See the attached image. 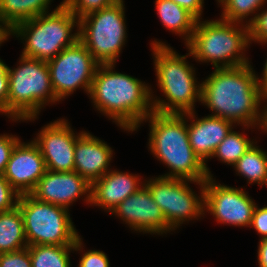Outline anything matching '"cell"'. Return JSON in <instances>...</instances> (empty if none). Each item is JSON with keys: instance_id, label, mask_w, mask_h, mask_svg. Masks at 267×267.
<instances>
[{"instance_id": "obj_12", "label": "cell", "mask_w": 267, "mask_h": 267, "mask_svg": "<svg viewBox=\"0 0 267 267\" xmlns=\"http://www.w3.org/2000/svg\"><path fill=\"white\" fill-rule=\"evenodd\" d=\"M204 189V211L210 212L218 223L250 227L256 204L247 192L216 183L212 177L204 181Z\"/></svg>"}, {"instance_id": "obj_36", "label": "cell", "mask_w": 267, "mask_h": 267, "mask_svg": "<svg viewBox=\"0 0 267 267\" xmlns=\"http://www.w3.org/2000/svg\"><path fill=\"white\" fill-rule=\"evenodd\" d=\"M258 246V264L259 267H267V238L260 239Z\"/></svg>"}, {"instance_id": "obj_19", "label": "cell", "mask_w": 267, "mask_h": 267, "mask_svg": "<svg viewBox=\"0 0 267 267\" xmlns=\"http://www.w3.org/2000/svg\"><path fill=\"white\" fill-rule=\"evenodd\" d=\"M109 170L91 185V205L100 206L111 212L128 196L134 194L144 183L140 181L141 178L138 175Z\"/></svg>"}, {"instance_id": "obj_30", "label": "cell", "mask_w": 267, "mask_h": 267, "mask_svg": "<svg viewBox=\"0 0 267 267\" xmlns=\"http://www.w3.org/2000/svg\"><path fill=\"white\" fill-rule=\"evenodd\" d=\"M0 267H32L28 247L18 251L0 253Z\"/></svg>"}, {"instance_id": "obj_26", "label": "cell", "mask_w": 267, "mask_h": 267, "mask_svg": "<svg viewBox=\"0 0 267 267\" xmlns=\"http://www.w3.org/2000/svg\"><path fill=\"white\" fill-rule=\"evenodd\" d=\"M218 3L223 7V12L221 14V19L234 22L243 23L244 19L248 16L254 15L244 24L248 26L256 17V11H261L260 9L264 6L267 0H217ZM261 7V8H260ZM254 13V14H253ZM252 14V15H251ZM246 17V18H245Z\"/></svg>"}, {"instance_id": "obj_23", "label": "cell", "mask_w": 267, "mask_h": 267, "mask_svg": "<svg viewBox=\"0 0 267 267\" xmlns=\"http://www.w3.org/2000/svg\"><path fill=\"white\" fill-rule=\"evenodd\" d=\"M82 239L74 245H31L28 246L32 267H70V251H81Z\"/></svg>"}, {"instance_id": "obj_13", "label": "cell", "mask_w": 267, "mask_h": 267, "mask_svg": "<svg viewBox=\"0 0 267 267\" xmlns=\"http://www.w3.org/2000/svg\"><path fill=\"white\" fill-rule=\"evenodd\" d=\"M84 132L76 135L66 119L45 125L33 141L41 151L46 169L54 172L74 171V147Z\"/></svg>"}, {"instance_id": "obj_24", "label": "cell", "mask_w": 267, "mask_h": 267, "mask_svg": "<svg viewBox=\"0 0 267 267\" xmlns=\"http://www.w3.org/2000/svg\"><path fill=\"white\" fill-rule=\"evenodd\" d=\"M253 144L245 154L232 166L236 174L247 179L249 184L257 183L267 186V152Z\"/></svg>"}, {"instance_id": "obj_1", "label": "cell", "mask_w": 267, "mask_h": 267, "mask_svg": "<svg viewBox=\"0 0 267 267\" xmlns=\"http://www.w3.org/2000/svg\"><path fill=\"white\" fill-rule=\"evenodd\" d=\"M257 77L251 64L215 68L201 83L200 102L214 113L211 116L221 117L245 128L257 127L263 98Z\"/></svg>"}, {"instance_id": "obj_34", "label": "cell", "mask_w": 267, "mask_h": 267, "mask_svg": "<svg viewBox=\"0 0 267 267\" xmlns=\"http://www.w3.org/2000/svg\"><path fill=\"white\" fill-rule=\"evenodd\" d=\"M8 69L9 67L0 58V113L5 116H7Z\"/></svg>"}, {"instance_id": "obj_14", "label": "cell", "mask_w": 267, "mask_h": 267, "mask_svg": "<svg viewBox=\"0 0 267 267\" xmlns=\"http://www.w3.org/2000/svg\"><path fill=\"white\" fill-rule=\"evenodd\" d=\"M110 213L120 217L134 231L155 235L173 231L145 185L128 196Z\"/></svg>"}, {"instance_id": "obj_7", "label": "cell", "mask_w": 267, "mask_h": 267, "mask_svg": "<svg viewBox=\"0 0 267 267\" xmlns=\"http://www.w3.org/2000/svg\"><path fill=\"white\" fill-rule=\"evenodd\" d=\"M55 96L47 62L21 55L19 66L8 69L7 116L13 121H34Z\"/></svg>"}, {"instance_id": "obj_28", "label": "cell", "mask_w": 267, "mask_h": 267, "mask_svg": "<svg viewBox=\"0 0 267 267\" xmlns=\"http://www.w3.org/2000/svg\"><path fill=\"white\" fill-rule=\"evenodd\" d=\"M249 41L267 44V9L256 14L254 20L248 25Z\"/></svg>"}, {"instance_id": "obj_27", "label": "cell", "mask_w": 267, "mask_h": 267, "mask_svg": "<svg viewBox=\"0 0 267 267\" xmlns=\"http://www.w3.org/2000/svg\"><path fill=\"white\" fill-rule=\"evenodd\" d=\"M64 4L78 18L108 7L120 0H63Z\"/></svg>"}, {"instance_id": "obj_11", "label": "cell", "mask_w": 267, "mask_h": 267, "mask_svg": "<svg viewBox=\"0 0 267 267\" xmlns=\"http://www.w3.org/2000/svg\"><path fill=\"white\" fill-rule=\"evenodd\" d=\"M55 96L60 101L83 88L89 94L99 63L78 40L47 62Z\"/></svg>"}, {"instance_id": "obj_33", "label": "cell", "mask_w": 267, "mask_h": 267, "mask_svg": "<svg viewBox=\"0 0 267 267\" xmlns=\"http://www.w3.org/2000/svg\"><path fill=\"white\" fill-rule=\"evenodd\" d=\"M250 227H254L255 231L261 235V239L267 238V206L258 208L255 205Z\"/></svg>"}, {"instance_id": "obj_8", "label": "cell", "mask_w": 267, "mask_h": 267, "mask_svg": "<svg viewBox=\"0 0 267 267\" xmlns=\"http://www.w3.org/2000/svg\"><path fill=\"white\" fill-rule=\"evenodd\" d=\"M124 1L79 19V40L99 64H115L126 42Z\"/></svg>"}, {"instance_id": "obj_18", "label": "cell", "mask_w": 267, "mask_h": 267, "mask_svg": "<svg viewBox=\"0 0 267 267\" xmlns=\"http://www.w3.org/2000/svg\"><path fill=\"white\" fill-rule=\"evenodd\" d=\"M112 154L104 140L84 132L74 147V171L92 185L109 171Z\"/></svg>"}, {"instance_id": "obj_3", "label": "cell", "mask_w": 267, "mask_h": 267, "mask_svg": "<svg viewBox=\"0 0 267 267\" xmlns=\"http://www.w3.org/2000/svg\"><path fill=\"white\" fill-rule=\"evenodd\" d=\"M143 121L150 123V151L171 170L162 177L198 182H204L208 178L206 165L189 143L187 121L183 114L153 111Z\"/></svg>"}, {"instance_id": "obj_17", "label": "cell", "mask_w": 267, "mask_h": 267, "mask_svg": "<svg viewBox=\"0 0 267 267\" xmlns=\"http://www.w3.org/2000/svg\"><path fill=\"white\" fill-rule=\"evenodd\" d=\"M186 119L191 121L187 123L189 143L195 154L206 165V173L208 177H213L210 169L207 167L206 161L212 158L217 146L227 136L230 130L235 126L232 122L216 116H205L197 119L195 111L184 113ZM196 118V119H195Z\"/></svg>"}, {"instance_id": "obj_16", "label": "cell", "mask_w": 267, "mask_h": 267, "mask_svg": "<svg viewBox=\"0 0 267 267\" xmlns=\"http://www.w3.org/2000/svg\"><path fill=\"white\" fill-rule=\"evenodd\" d=\"M88 193V194H87ZM37 200L69 208L81 196L91 205V184L77 172L46 170L30 193Z\"/></svg>"}, {"instance_id": "obj_6", "label": "cell", "mask_w": 267, "mask_h": 267, "mask_svg": "<svg viewBox=\"0 0 267 267\" xmlns=\"http://www.w3.org/2000/svg\"><path fill=\"white\" fill-rule=\"evenodd\" d=\"M10 35L25 42L22 56L48 62L79 40V19L62 1L51 13L17 24Z\"/></svg>"}, {"instance_id": "obj_2", "label": "cell", "mask_w": 267, "mask_h": 267, "mask_svg": "<svg viewBox=\"0 0 267 267\" xmlns=\"http://www.w3.org/2000/svg\"><path fill=\"white\" fill-rule=\"evenodd\" d=\"M114 66L99 64L88 95L94 108L132 133L154 111L152 89L135 77L113 71Z\"/></svg>"}, {"instance_id": "obj_37", "label": "cell", "mask_w": 267, "mask_h": 267, "mask_svg": "<svg viewBox=\"0 0 267 267\" xmlns=\"http://www.w3.org/2000/svg\"><path fill=\"white\" fill-rule=\"evenodd\" d=\"M262 102L267 103V94L263 95ZM258 127L261 129V131L264 130V132L267 133V104L261 111V118Z\"/></svg>"}, {"instance_id": "obj_25", "label": "cell", "mask_w": 267, "mask_h": 267, "mask_svg": "<svg viewBox=\"0 0 267 267\" xmlns=\"http://www.w3.org/2000/svg\"><path fill=\"white\" fill-rule=\"evenodd\" d=\"M253 144V140L232 128L217 146L212 158L218 157V160L233 166Z\"/></svg>"}, {"instance_id": "obj_31", "label": "cell", "mask_w": 267, "mask_h": 267, "mask_svg": "<svg viewBox=\"0 0 267 267\" xmlns=\"http://www.w3.org/2000/svg\"><path fill=\"white\" fill-rule=\"evenodd\" d=\"M19 140L12 134L0 135V175L4 174L11 152Z\"/></svg>"}, {"instance_id": "obj_10", "label": "cell", "mask_w": 267, "mask_h": 267, "mask_svg": "<svg viewBox=\"0 0 267 267\" xmlns=\"http://www.w3.org/2000/svg\"><path fill=\"white\" fill-rule=\"evenodd\" d=\"M200 185V196L188 183ZM172 230L184 222L202 217L205 205L204 182L158 176L144 183Z\"/></svg>"}, {"instance_id": "obj_21", "label": "cell", "mask_w": 267, "mask_h": 267, "mask_svg": "<svg viewBox=\"0 0 267 267\" xmlns=\"http://www.w3.org/2000/svg\"><path fill=\"white\" fill-rule=\"evenodd\" d=\"M52 0H0V19L11 31L17 24L49 12Z\"/></svg>"}, {"instance_id": "obj_4", "label": "cell", "mask_w": 267, "mask_h": 267, "mask_svg": "<svg viewBox=\"0 0 267 267\" xmlns=\"http://www.w3.org/2000/svg\"><path fill=\"white\" fill-rule=\"evenodd\" d=\"M151 47L157 85L168 100L151 95L153 110L162 114L194 112V104L201 101V84L196 81L195 68L186 62L191 52L181 56L169 45L156 40Z\"/></svg>"}, {"instance_id": "obj_32", "label": "cell", "mask_w": 267, "mask_h": 267, "mask_svg": "<svg viewBox=\"0 0 267 267\" xmlns=\"http://www.w3.org/2000/svg\"><path fill=\"white\" fill-rule=\"evenodd\" d=\"M109 259L103 251L89 250L81 256L78 267H109Z\"/></svg>"}, {"instance_id": "obj_39", "label": "cell", "mask_w": 267, "mask_h": 267, "mask_svg": "<svg viewBox=\"0 0 267 267\" xmlns=\"http://www.w3.org/2000/svg\"><path fill=\"white\" fill-rule=\"evenodd\" d=\"M10 36V30L3 24L0 19V45L8 39Z\"/></svg>"}, {"instance_id": "obj_38", "label": "cell", "mask_w": 267, "mask_h": 267, "mask_svg": "<svg viewBox=\"0 0 267 267\" xmlns=\"http://www.w3.org/2000/svg\"><path fill=\"white\" fill-rule=\"evenodd\" d=\"M262 77H257L258 85L260 86L261 92L263 95L267 94V59L262 71Z\"/></svg>"}, {"instance_id": "obj_22", "label": "cell", "mask_w": 267, "mask_h": 267, "mask_svg": "<svg viewBox=\"0 0 267 267\" xmlns=\"http://www.w3.org/2000/svg\"><path fill=\"white\" fill-rule=\"evenodd\" d=\"M28 247L22 213L18 206L0 212V253L13 252Z\"/></svg>"}, {"instance_id": "obj_5", "label": "cell", "mask_w": 267, "mask_h": 267, "mask_svg": "<svg viewBox=\"0 0 267 267\" xmlns=\"http://www.w3.org/2000/svg\"><path fill=\"white\" fill-rule=\"evenodd\" d=\"M248 44L246 24L218 19L198 20L186 47L199 62H211L214 68H233L250 64L244 53Z\"/></svg>"}, {"instance_id": "obj_15", "label": "cell", "mask_w": 267, "mask_h": 267, "mask_svg": "<svg viewBox=\"0 0 267 267\" xmlns=\"http://www.w3.org/2000/svg\"><path fill=\"white\" fill-rule=\"evenodd\" d=\"M45 160L38 145L19 140L13 148L4 178L20 194H30L46 172Z\"/></svg>"}, {"instance_id": "obj_20", "label": "cell", "mask_w": 267, "mask_h": 267, "mask_svg": "<svg viewBox=\"0 0 267 267\" xmlns=\"http://www.w3.org/2000/svg\"><path fill=\"white\" fill-rule=\"evenodd\" d=\"M155 7L163 26L184 37L187 45L193 35L198 19L171 0H156Z\"/></svg>"}, {"instance_id": "obj_29", "label": "cell", "mask_w": 267, "mask_h": 267, "mask_svg": "<svg viewBox=\"0 0 267 267\" xmlns=\"http://www.w3.org/2000/svg\"><path fill=\"white\" fill-rule=\"evenodd\" d=\"M20 194L0 175V212H6L17 206Z\"/></svg>"}, {"instance_id": "obj_35", "label": "cell", "mask_w": 267, "mask_h": 267, "mask_svg": "<svg viewBox=\"0 0 267 267\" xmlns=\"http://www.w3.org/2000/svg\"><path fill=\"white\" fill-rule=\"evenodd\" d=\"M201 20L204 0H171Z\"/></svg>"}, {"instance_id": "obj_9", "label": "cell", "mask_w": 267, "mask_h": 267, "mask_svg": "<svg viewBox=\"0 0 267 267\" xmlns=\"http://www.w3.org/2000/svg\"><path fill=\"white\" fill-rule=\"evenodd\" d=\"M24 221L27 245H74L80 238L69 209L22 194L17 203Z\"/></svg>"}]
</instances>
